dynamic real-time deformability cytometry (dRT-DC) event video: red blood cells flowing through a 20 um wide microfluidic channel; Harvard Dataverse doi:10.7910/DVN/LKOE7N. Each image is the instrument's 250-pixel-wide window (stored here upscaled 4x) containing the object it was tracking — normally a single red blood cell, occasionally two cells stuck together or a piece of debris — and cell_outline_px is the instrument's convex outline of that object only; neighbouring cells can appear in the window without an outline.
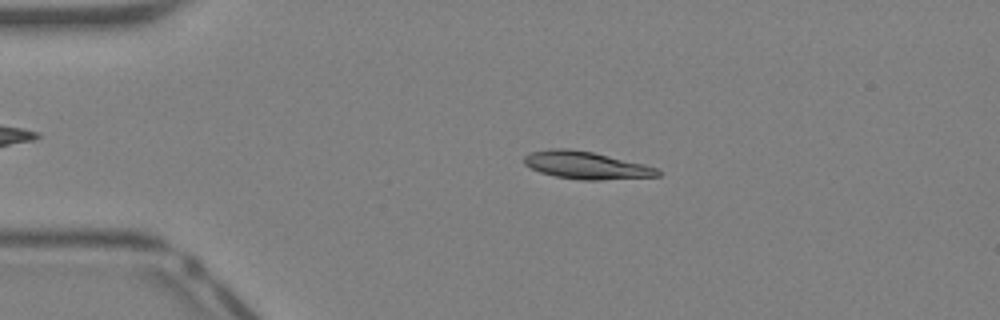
{"species": "Egyptian fruit bat (a non-hibernating species)", "species_latin": "Rousettus aegyptiacus", "temperature_condition": "warm", "stored_images_in_passage": 40, "camera_frame_rate_fps": 3000, "um_per_image_px": 0.085, "animal": {"sex": "female"}, "frame": {"image": 1, "passage_image": 8, "time_ms": 2.333, "image_size_px": [1000, 320], "cell_outline_px": [[660, 176], [600, 180], [584, 180], [556, 176], [540, 172], [524, 164], [524, 156], [528, 152], [552, 148], [568, 148], [592, 152], [644, 164], [656, 168], [660, 172]], "centroid_in_image_um": [49.79, 14.04], "position_along_channel_um": 35.2, "area_um2": 21.27}}
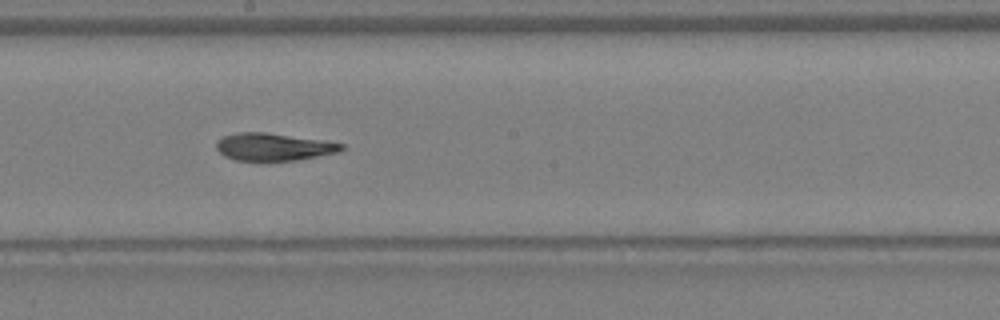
{"frame": {"image": 2, "passage_image": 22, "time_ms": 7.0, "image_size_px": [1000, 320], "cell_outline_px": [[344, 148], [340, 152], [296, 160], [236, 160], [224, 156], [216, 148], [216, 140], [224, 136], [240, 132], [264, 132], [324, 140], [344, 144]], "centroid_in_image_um": [23.26, 12.48], "position_along_channel_um": 224.9, "area_um2": 19.94}}
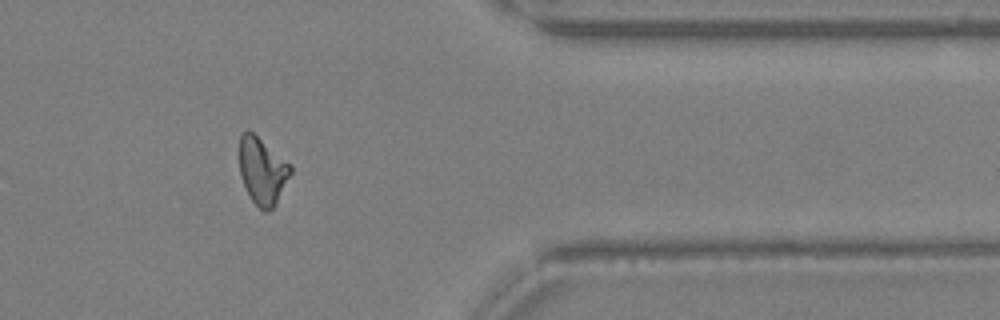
{"frame": {"image": 3, "passage_image": 33, "time_ms": 10.667, "image_size_px": [1000, 320], "cell_outline_px": [[292, 172], [276, 204], [268, 212], [264, 212], [252, 200], [240, 176], [240, 136], [248, 128], [292, 164]], "centroid_in_image_um": [22.32, 14.51], "position_along_channel_um": 389.1, "area_um2": 20.0}, "authors_computed_cell_mechanics": {"area_um2": 20.808, "velocity_mm_per_s": 4.9858, "shape_relaxation_time_tau1_ms": 5.6636, "shape_relaxation_time_tau2_ms": 4.4186, "deformation_change_tau1": 0.2066, "deformation_change_tau2": 0.1271}}